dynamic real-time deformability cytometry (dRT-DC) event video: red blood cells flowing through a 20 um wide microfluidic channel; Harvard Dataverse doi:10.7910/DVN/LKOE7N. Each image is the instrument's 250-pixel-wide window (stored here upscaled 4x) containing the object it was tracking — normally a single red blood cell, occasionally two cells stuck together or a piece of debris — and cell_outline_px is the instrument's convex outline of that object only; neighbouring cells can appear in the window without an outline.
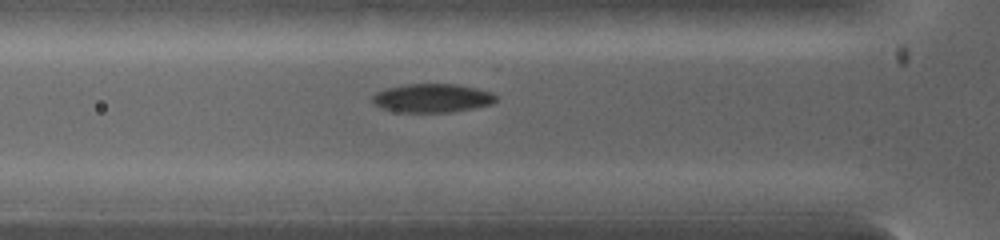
{"species": "common noctule bat (a hibernating species)", "species_latin": "Nyctalus noctula", "temperature_condition": "warm", "stored_images_in_passage": 4, "camera_frame_rate_fps": 5000, "um_per_image_px": 0.085, "animal": {"sex": "female", "body_mass_g": 19.0, "forearm_length_mm": 53.3}, "frame": {"image": 1, "passage_image": 4, "time_ms": 3.6, "image_size_px": [1000, 240], "cell_outline_px": [[496, 100], [492, 104], [452, 112], [400, 112], [380, 108], [372, 104], [372, 96], [376, 92], [388, 88], [408, 84], [452, 84], [476, 88], [492, 92], [496, 96]], "centroid_in_image_um": [36.71, 8.34], "position_along_channel_um": 89.1, "area_um2": 20.58}}